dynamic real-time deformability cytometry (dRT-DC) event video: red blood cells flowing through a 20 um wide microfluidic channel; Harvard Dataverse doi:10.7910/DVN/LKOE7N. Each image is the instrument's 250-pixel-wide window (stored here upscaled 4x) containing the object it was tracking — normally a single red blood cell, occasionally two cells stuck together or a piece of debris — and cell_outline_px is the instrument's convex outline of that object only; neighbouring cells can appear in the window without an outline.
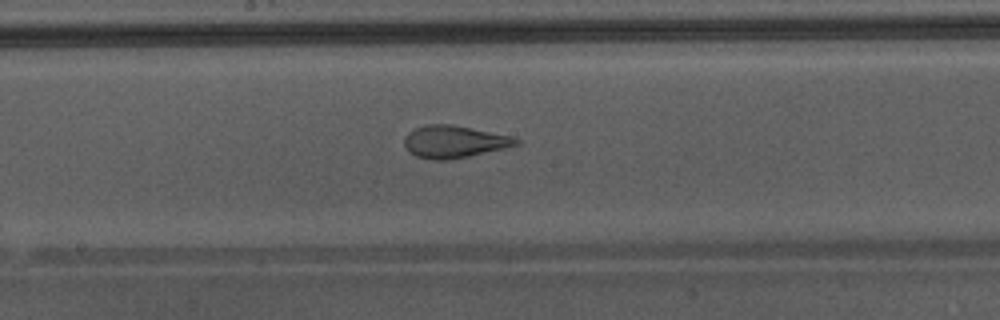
{"species": "Egyptian fruit bat (a non-hibernating species)", "species_latin": "Rousettus aegyptiacus", "temperature_condition": "warm", "stored_images_in_passage": 24, "camera_frame_rate_fps": 3000, "um_per_image_px": 0.085, "animal": {"sex": "male"}, "frame": {"image": 1, "passage_image": 11, "time_ms": 3.333, "image_size_px": [1000, 320], "cell_outline_px": [[520, 144], [504, 148], [468, 156], [448, 160], [432, 160], [416, 156], [408, 152], [404, 148], [404, 136], [408, 132], [424, 124], [452, 124], [512, 136], [520, 140]], "centroid_in_image_um": [38.56, 12.04], "position_along_channel_um": 209.6, "area_um2": 21.15}}